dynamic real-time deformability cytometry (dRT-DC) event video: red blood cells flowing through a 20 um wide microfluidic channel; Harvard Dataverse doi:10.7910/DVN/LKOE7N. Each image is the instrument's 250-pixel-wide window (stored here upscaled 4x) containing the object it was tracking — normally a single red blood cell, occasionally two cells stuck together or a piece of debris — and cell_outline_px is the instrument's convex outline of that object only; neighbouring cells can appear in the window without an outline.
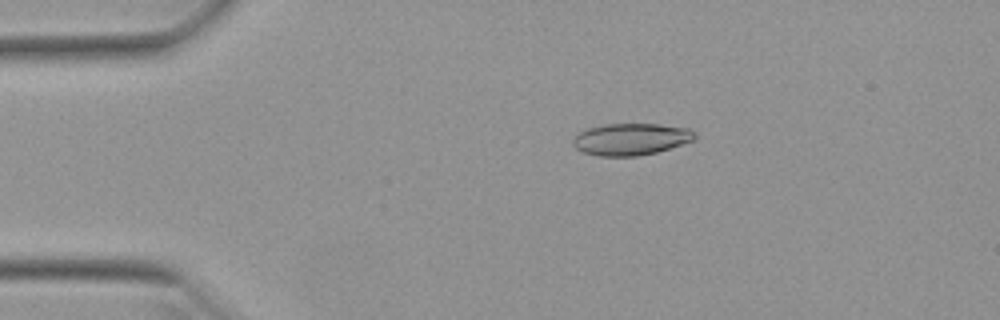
{"species": "Egyptian fruit bat (a non-hibernating species)", "species_latin": "Rousettus aegyptiacus", "temperature_condition": "warm", "stored_images_in_passage": 30, "camera_frame_rate_fps": 3000, "um_per_image_px": 0.085, "animal": {"sex": "female"}, "frame": {"image": 1, "passage_image": 10, "time_ms": 3.0, "image_size_px": [1000, 320], "cell_outline_px": [[696, 140], [656, 152], [636, 156], [596, 156], [584, 152], [576, 148], [572, 144], [572, 140], [580, 132], [588, 128], [608, 124], [660, 124], [688, 128], [696, 136]], "centroid_in_image_um": [53.63, 11.83], "position_along_channel_um": 31.4, "area_um2": 22.48}}
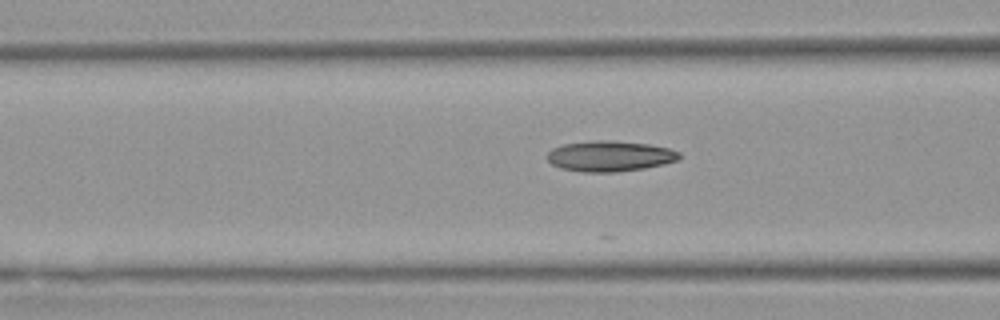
{"frame": {"image": 2, "passage_image": 20, "time_ms": 6.333, "image_size_px": [1000, 320], "cell_outline_px": [[680, 156], [676, 160], [664, 164], [644, 168], [616, 172], [580, 172], [560, 168], [552, 164], [548, 160], [548, 152], [552, 148], [564, 144], [596, 140], [612, 140], [648, 144], [668, 148], [680, 152]], "centroid_in_image_um": [51.82, 13.27], "position_along_channel_um": 114.8, "area_um2": 23.52}}
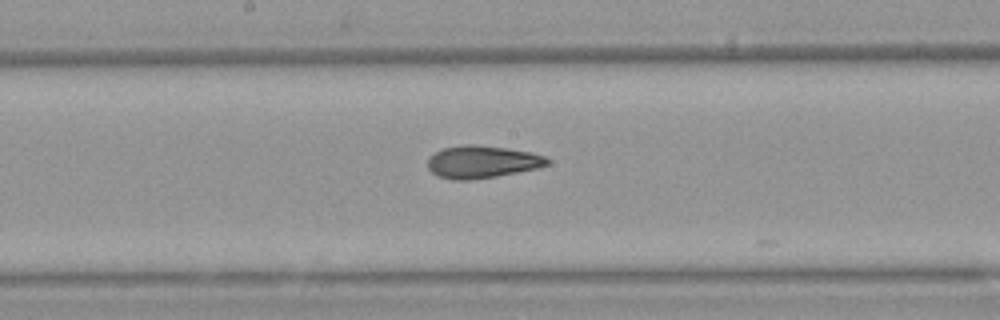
{"frame": {"image": 3, "passage_image": 27, "time_ms": 8.667, "image_size_px": [1000, 320], "cell_outline_px": [[552, 160], [548, 164], [536, 168], [496, 176], [468, 180], [452, 180], [436, 176], [428, 168], [428, 160], [436, 152], [444, 148], [464, 144], [472, 144], [508, 148], [532, 152], [548, 156]], "centroid_in_image_um": [41.01, 13.75], "position_along_channel_um": 207.2, "area_um2": 22.66}}